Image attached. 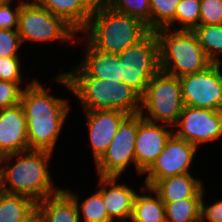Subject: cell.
Here are the masks:
<instances>
[{
    "mask_svg": "<svg viewBox=\"0 0 222 222\" xmlns=\"http://www.w3.org/2000/svg\"><path fill=\"white\" fill-rule=\"evenodd\" d=\"M165 125V126H164ZM167 124L145 120L138 113V132L135 140V159L137 172L141 175L152 166L157 157L163 151L166 142L174 134V131L165 129Z\"/></svg>",
    "mask_w": 222,
    "mask_h": 222,
    "instance_id": "4fadbf2b",
    "label": "cell"
},
{
    "mask_svg": "<svg viewBox=\"0 0 222 222\" xmlns=\"http://www.w3.org/2000/svg\"><path fill=\"white\" fill-rule=\"evenodd\" d=\"M21 222H44V218L40 210L36 208L32 213H30Z\"/></svg>",
    "mask_w": 222,
    "mask_h": 222,
    "instance_id": "d590c367",
    "label": "cell"
},
{
    "mask_svg": "<svg viewBox=\"0 0 222 222\" xmlns=\"http://www.w3.org/2000/svg\"><path fill=\"white\" fill-rule=\"evenodd\" d=\"M172 30L160 28L155 31L161 71L182 77L204 71L213 64L193 30Z\"/></svg>",
    "mask_w": 222,
    "mask_h": 222,
    "instance_id": "5b68a950",
    "label": "cell"
},
{
    "mask_svg": "<svg viewBox=\"0 0 222 222\" xmlns=\"http://www.w3.org/2000/svg\"><path fill=\"white\" fill-rule=\"evenodd\" d=\"M200 0H180L175 11V24L179 22L178 30H194L200 25Z\"/></svg>",
    "mask_w": 222,
    "mask_h": 222,
    "instance_id": "83f0119b",
    "label": "cell"
},
{
    "mask_svg": "<svg viewBox=\"0 0 222 222\" xmlns=\"http://www.w3.org/2000/svg\"><path fill=\"white\" fill-rule=\"evenodd\" d=\"M20 57H0V80L22 82Z\"/></svg>",
    "mask_w": 222,
    "mask_h": 222,
    "instance_id": "d6a6232c",
    "label": "cell"
},
{
    "mask_svg": "<svg viewBox=\"0 0 222 222\" xmlns=\"http://www.w3.org/2000/svg\"><path fill=\"white\" fill-rule=\"evenodd\" d=\"M19 1L16 7L11 6L12 0L0 1V29H18L19 13L25 0Z\"/></svg>",
    "mask_w": 222,
    "mask_h": 222,
    "instance_id": "1f68e13d",
    "label": "cell"
},
{
    "mask_svg": "<svg viewBox=\"0 0 222 222\" xmlns=\"http://www.w3.org/2000/svg\"><path fill=\"white\" fill-rule=\"evenodd\" d=\"M150 31H156L160 28L171 29L175 23V11L180 0H149Z\"/></svg>",
    "mask_w": 222,
    "mask_h": 222,
    "instance_id": "484cf974",
    "label": "cell"
},
{
    "mask_svg": "<svg viewBox=\"0 0 222 222\" xmlns=\"http://www.w3.org/2000/svg\"><path fill=\"white\" fill-rule=\"evenodd\" d=\"M202 198L163 202L167 222H196L200 219Z\"/></svg>",
    "mask_w": 222,
    "mask_h": 222,
    "instance_id": "cb8c5ba5",
    "label": "cell"
},
{
    "mask_svg": "<svg viewBox=\"0 0 222 222\" xmlns=\"http://www.w3.org/2000/svg\"><path fill=\"white\" fill-rule=\"evenodd\" d=\"M27 150V123L22 105L0 109V157Z\"/></svg>",
    "mask_w": 222,
    "mask_h": 222,
    "instance_id": "9a60e30c",
    "label": "cell"
},
{
    "mask_svg": "<svg viewBox=\"0 0 222 222\" xmlns=\"http://www.w3.org/2000/svg\"><path fill=\"white\" fill-rule=\"evenodd\" d=\"M18 33L21 42L26 40L47 42L58 40L69 42L75 39L77 32L61 17L41 7L37 2H24L21 5L18 20Z\"/></svg>",
    "mask_w": 222,
    "mask_h": 222,
    "instance_id": "ba28073f",
    "label": "cell"
},
{
    "mask_svg": "<svg viewBox=\"0 0 222 222\" xmlns=\"http://www.w3.org/2000/svg\"><path fill=\"white\" fill-rule=\"evenodd\" d=\"M68 102L49 94L37 79L23 89L20 104L26 117L29 150L53 151L70 111Z\"/></svg>",
    "mask_w": 222,
    "mask_h": 222,
    "instance_id": "6da1fadb",
    "label": "cell"
},
{
    "mask_svg": "<svg viewBox=\"0 0 222 222\" xmlns=\"http://www.w3.org/2000/svg\"><path fill=\"white\" fill-rule=\"evenodd\" d=\"M152 189L160 196L162 202L203 198L205 191L202 181L193 178L191 173L161 179Z\"/></svg>",
    "mask_w": 222,
    "mask_h": 222,
    "instance_id": "ac0fdd59",
    "label": "cell"
},
{
    "mask_svg": "<svg viewBox=\"0 0 222 222\" xmlns=\"http://www.w3.org/2000/svg\"><path fill=\"white\" fill-rule=\"evenodd\" d=\"M21 44L17 29H0V57H20L18 50Z\"/></svg>",
    "mask_w": 222,
    "mask_h": 222,
    "instance_id": "f1b7e54d",
    "label": "cell"
},
{
    "mask_svg": "<svg viewBox=\"0 0 222 222\" xmlns=\"http://www.w3.org/2000/svg\"><path fill=\"white\" fill-rule=\"evenodd\" d=\"M196 150L194 144L173 134L156 161L144 173L147 174L145 186L152 188L159 180L166 177L190 173L189 169Z\"/></svg>",
    "mask_w": 222,
    "mask_h": 222,
    "instance_id": "7c38bea8",
    "label": "cell"
},
{
    "mask_svg": "<svg viewBox=\"0 0 222 222\" xmlns=\"http://www.w3.org/2000/svg\"><path fill=\"white\" fill-rule=\"evenodd\" d=\"M21 83L0 80V109L20 104L23 92L22 87H20Z\"/></svg>",
    "mask_w": 222,
    "mask_h": 222,
    "instance_id": "f546056e",
    "label": "cell"
},
{
    "mask_svg": "<svg viewBox=\"0 0 222 222\" xmlns=\"http://www.w3.org/2000/svg\"><path fill=\"white\" fill-rule=\"evenodd\" d=\"M88 121V131L96 163L109 147L120 124L128 114L117 110L84 111Z\"/></svg>",
    "mask_w": 222,
    "mask_h": 222,
    "instance_id": "5bb4252c",
    "label": "cell"
},
{
    "mask_svg": "<svg viewBox=\"0 0 222 222\" xmlns=\"http://www.w3.org/2000/svg\"><path fill=\"white\" fill-rule=\"evenodd\" d=\"M138 132V114L128 115L120 124L103 156L95 163L102 177H119L130 162L135 169V140Z\"/></svg>",
    "mask_w": 222,
    "mask_h": 222,
    "instance_id": "9c48e42d",
    "label": "cell"
},
{
    "mask_svg": "<svg viewBox=\"0 0 222 222\" xmlns=\"http://www.w3.org/2000/svg\"><path fill=\"white\" fill-rule=\"evenodd\" d=\"M193 31L210 61L213 64H220V56H222V24H200Z\"/></svg>",
    "mask_w": 222,
    "mask_h": 222,
    "instance_id": "603a6c76",
    "label": "cell"
},
{
    "mask_svg": "<svg viewBox=\"0 0 222 222\" xmlns=\"http://www.w3.org/2000/svg\"><path fill=\"white\" fill-rule=\"evenodd\" d=\"M200 24H222V0H200Z\"/></svg>",
    "mask_w": 222,
    "mask_h": 222,
    "instance_id": "4dcf8cb0",
    "label": "cell"
},
{
    "mask_svg": "<svg viewBox=\"0 0 222 222\" xmlns=\"http://www.w3.org/2000/svg\"><path fill=\"white\" fill-rule=\"evenodd\" d=\"M204 202L203 197L201 201L200 220L202 222L206 220L209 222H222V200L212 205H207Z\"/></svg>",
    "mask_w": 222,
    "mask_h": 222,
    "instance_id": "836d02e7",
    "label": "cell"
},
{
    "mask_svg": "<svg viewBox=\"0 0 222 222\" xmlns=\"http://www.w3.org/2000/svg\"><path fill=\"white\" fill-rule=\"evenodd\" d=\"M36 2L53 15L61 17L77 33L87 27L92 15L79 0H37Z\"/></svg>",
    "mask_w": 222,
    "mask_h": 222,
    "instance_id": "ffe728a7",
    "label": "cell"
},
{
    "mask_svg": "<svg viewBox=\"0 0 222 222\" xmlns=\"http://www.w3.org/2000/svg\"><path fill=\"white\" fill-rule=\"evenodd\" d=\"M220 64L180 78L184 106L222 111V73Z\"/></svg>",
    "mask_w": 222,
    "mask_h": 222,
    "instance_id": "30bf717a",
    "label": "cell"
},
{
    "mask_svg": "<svg viewBox=\"0 0 222 222\" xmlns=\"http://www.w3.org/2000/svg\"><path fill=\"white\" fill-rule=\"evenodd\" d=\"M108 6L117 12L141 20L150 30L151 8L149 0H108Z\"/></svg>",
    "mask_w": 222,
    "mask_h": 222,
    "instance_id": "4316f807",
    "label": "cell"
},
{
    "mask_svg": "<svg viewBox=\"0 0 222 222\" xmlns=\"http://www.w3.org/2000/svg\"><path fill=\"white\" fill-rule=\"evenodd\" d=\"M118 55L122 64V81L142 97L149 81L160 70L155 31H149L140 41Z\"/></svg>",
    "mask_w": 222,
    "mask_h": 222,
    "instance_id": "52a82bcc",
    "label": "cell"
},
{
    "mask_svg": "<svg viewBox=\"0 0 222 222\" xmlns=\"http://www.w3.org/2000/svg\"><path fill=\"white\" fill-rule=\"evenodd\" d=\"M76 202L78 212L81 213L85 222H113L107 213L102 195L99 191L88 196L79 205V198L76 194L65 190Z\"/></svg>",
    "mask_w": 222,
    "mask_h": 222,
    "instance_id": "d4e9b609",
    "label": "cell"
},
{
    "mask_svg": "<svg viewBox=\"0 0 222 222\" xmlns=\"http://www.w3.org/2000/svg\"><path fill=\"white\" fill-rule=\"evenodd\" d=\"M150 30L141 20L111 9L108 5L100 8L90 17L82 31L95 49L120 54L140 41Z\"/></svg>",
    "mask_w": 222,
    "mask_h": 222,
    "instance_id": "277c9868",
    "label": "cell"
},
{
    "mask_svg": "<svg viewBox=\"0 0 222 222\" xmlns=\"http://www.w3.org/2000/svg\"><path fill=\"white\" fill-rule=\"evenodd\" d=\"M77 96L84 111L117 110L128 115L141 111V96L123 81L88 76L79 66L54 79Z\"/></svg>",
    "mask_w": 222,
    "mask_h": 222,
    "instance_id": "7a4b0ae2",
    "label": "cell"
},
{
    "mask_svg": "<svg viewBox=\"0 0 222 222\" xmlns=\"http://www.w3.org/2000/svg\"><path fill=\"white\" fill-rule=\"evenodd\" d=\"M53 152L45 150H27L0 157V187L5 193L23 195L36 203L58 193L48 170L49 159ZM17 157L11 167L7 163ZM9 161V162H8ZM9 184V185H8Z\"/></svg>",
    "mask_w": 222,
    "mask_h": 222,
    "instance_id": "3957f363",
    "label": "cell"
},
{
    "mask_svg": "<svg viewBox=\"0 0 222 222\" xmlns=\"http://www.w3.org/2000/svg\"><path fill=\"white\" fill-rule=\"evenodd\" d=\"M83 61L78 65L88 76L111 81H122V64L118 54L95 49L88 41Z\"/></svg>",
    "mask_w": 222,
    "mask_h": 222,
    "instance_id": "e0dca14e",
    "label": "cell"
},
{
    "mask_svg": "<svg viewBox=\"0 0 222 222\" xmlns=\"http://www.w3.org/2000/svg\"><path fill=\"white\" fill-rule=\"evenodd\" d=\"M36 208L29 197L0 192V222H21Z\"/></svg>",
    "mask_w": 222,
    "mask_h": 222,
    "instance_id": "7402d4cb",
    "label": "cell"
},
{
    "mask_svg": "<svg viewBox=\"0 0 222 222\" xmlns=\"http://www.w3.org/2000/svg\"><path fill=\"white\" fill-rule=\"evenodd\" d=\"M183 108L180 78L159 70L141 97V116L150 122L161 121L174 127ZM145 110L147 114H144Z\"/></svg>",
    "mask_w": 222,
    "mask_h": 222,
    "instance_id": "8992f818",
    "label": "cell"
},
{
    "mask_svg": "<svg viewBox=\"0 0 222 222\" xmlns=\"http://www.w3.org/2000/svg\"><path fill=\"white\" fill-rule=\"evenodd\" d=\"M44 222H80L81 216L74 199L64 190L37 203Z\"/></svg>",
    "mask_w": 222,
    "mask_h": 222,
    "instance_id": "d6986e66",
    "label": "cell"
},
{
    "mask_svg": "<svg viewBox=\"0 0 222 222\" xmlns=\"http://www.w3.org/2000/svg\"><path fill=\"white\" fill-rule=\"evenodd\" d=\"M176 125L174 135L198 147L222 136V111L184 106Z\"/></svg>",
    "mask_w": 222,
    "mask_h": 222,
    "instance_id": "8fae6325",
    "label": "cell"
},
{
    "mask_svg": "<svg viewBox=\"0 0 222 222\" xmlns=\"http://www.w3.org/2000/svg\"><path fill=\"white\" fill-rule=\"evenodd\" d=\"M118 177L99 176V192L102 195L109 218L114 222L130 220L133 214L136 192L129 186L117 183Z\"/></svg>",
    "mask_w": 222,
    "mask_h": 222,
    "instance_id": "2e32d148",
    "label": "cell"
},
{
    "mask_svg": "<svg viewBox=\"0 0 222 222\" xmlns=\"http://www.w3.org/2000/svg\"><path fill=\"white\" fill-rule=\"evenodd\" d=\"M79 2L91 13H95L100 8L108 5V0H79Z\"/></svg>",
    "mask_w": 222,
    "mask_h": 222,
    "instance_id": "e575fe53",
    "label": "cell"
},
{
    "mask_svg": "<svg viewBox=\"0 0 222 222\" xmlns=\"http://www.w3.org/2000/svg\"><path fill=\"white\" fill-rule=\"evenodd\" d=\"M141 189L150 194L155 193V197L136 194L131 217L132 222H165L164 203L160 196L151 187L145 186Z\"/></svg>",
    "mask_w": 222,
    "mask_h": 222,
    "instance_id": "44dd1931",
    "label": "cell"
}]
</instances>
